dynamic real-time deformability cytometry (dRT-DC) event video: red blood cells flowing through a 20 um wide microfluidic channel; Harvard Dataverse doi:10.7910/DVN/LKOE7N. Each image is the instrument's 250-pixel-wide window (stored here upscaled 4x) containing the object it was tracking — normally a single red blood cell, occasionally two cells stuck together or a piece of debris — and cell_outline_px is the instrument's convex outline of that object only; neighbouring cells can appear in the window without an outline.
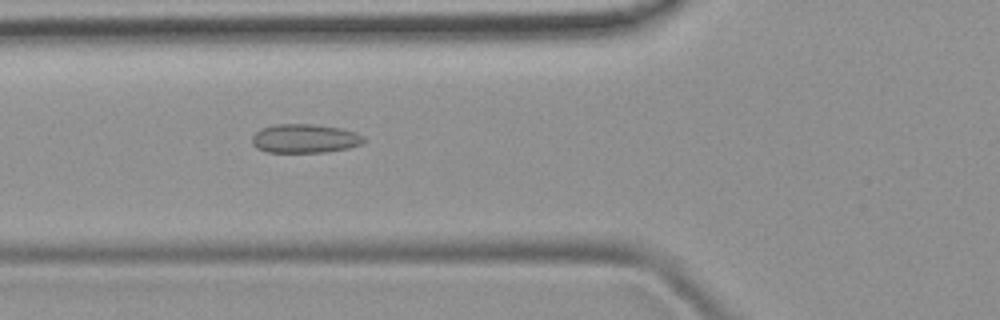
{"species": "common noctule bat (a hibernating species)", "species_latin": "Nyctalus noctula", "temperature_condition": "room temperature", "stored_images_in_passage": 6, "camera_frame_rate_fps": 3000, "um_per_image_px": 0.085, "animal": {"sex": "female", "body_mass_g": 19.9}, "frame": {"image": 1, "passage_image": 6, "time_ms": 5.667, "image_size_px": [1000, 320], "cell_outline_px": [[364, 140], [360, 144], [348, 148], [324, 152], [268, 152], [256, 148], [252, 144], [252, 136], [256, 132], [264, 128], [276, 124], [312, 124], [340, 128], [356, 132], [364, 136]], "centroid_in_image_um": [25.9, 11.77], "position_along_channel_um": 99.9, "area_um2": 18.67}}